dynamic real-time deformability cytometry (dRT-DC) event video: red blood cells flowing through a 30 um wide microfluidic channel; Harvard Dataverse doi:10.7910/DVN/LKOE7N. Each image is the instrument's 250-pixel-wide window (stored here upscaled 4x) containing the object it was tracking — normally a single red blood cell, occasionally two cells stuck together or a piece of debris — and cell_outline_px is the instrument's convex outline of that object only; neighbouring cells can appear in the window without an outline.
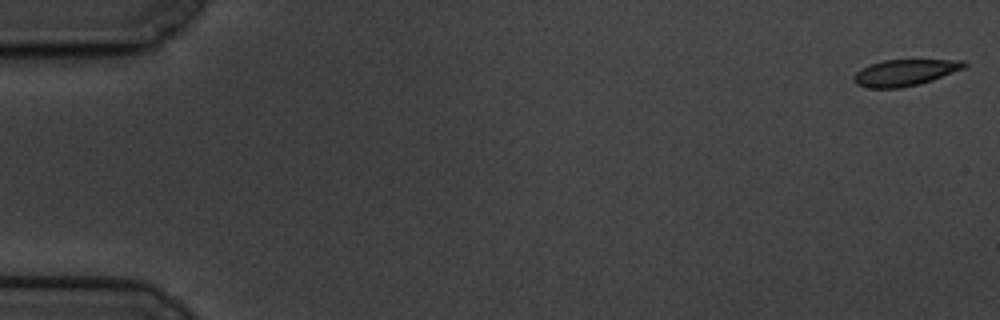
{"species": "common noctule bat (a hibernating species)", "species_latin": "Nyctalus noctula", "temperature_condition": "cold", "stored_images_in_passage": 9, "camera_frame_rate_fps": 3000, "um_per_image_px": 0.085, "animal": {"sex": "male", "body_mass_g": 19.5, "forearm_length_mm": 54.6}, "frame": {"image": 1, "passage_image": 1, "time_ms": 0.0, "image_size_px": [1000, 320], "cell_outline_px": [[968, 64], [964, 68], [932, 80], [900, 88], [868, 88], [856, 84], [852, 80], [852, 76], [860, 68], [884, 60], [964, 60]], "centroid_in_image_um": [76.87, 6.17], "position_along_channel_um": 8.1, "area_um2": 16.88}}